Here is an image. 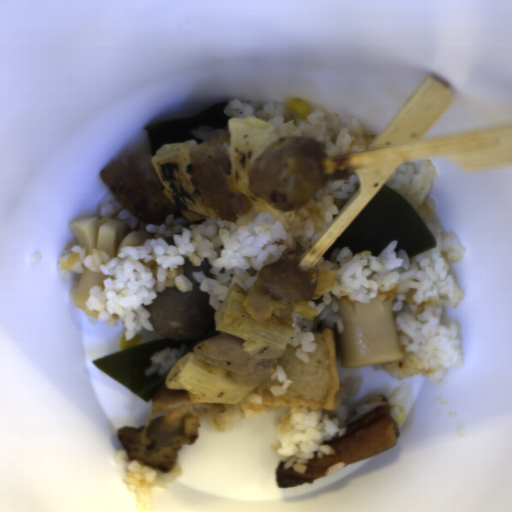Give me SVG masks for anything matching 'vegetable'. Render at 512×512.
I'll list each match as a JSON object with an SVG mask.
<instances>
[{"label": "vegetable", "mask_w": 512, "mask_h": 512, "mask_svg": "<svg viewBox=\"0 0 512 512\" xmlns=\"http://www.w3.org/2000/svg\"><path fill=\"white\" fill-rule=\"evenodd\" d=\"M227 125L231 173L226 178L230 188L246 196L259 213L283 214L266 200L254 196L249 188V165L270 143L280 139L275 125L251 115L232 116L227 120Z\"/></svg>", "instance_id": "2"}, {"label": "vegetable", "mask_w": 512, "mask_h": 512, "mask_svg": "<svg viewBox=\"0 0 512 512\" xmlns=\"http://www.w3.org/2000/svg\"><path fill=\"white\" fill-rule=\"evenodd\" d=\"M247 297L246 289L236 282L212 314L214 330L245 339L244 351L266 346L284 349L295 329L274 314L267 320L254 321L243 307Z\"/></svg>", "instance_id": "3"}, {"label": "vegetable", "mask_w": 512, "mask_h": 512, "mask_svg": "<svg viewBox=\"0 0 512 512\" xmlns=\"http://www.w3.org/2000/svg\"><path fill=\"white\" fill-rule=\"evenodd\" d=\"M198 146L196 139L166 143L157 148L150 162L164 186L162 194L180 216L192 222L223 217L201 195L189 160Z\"/></svg>", "instance_id": "1"}, {"label": "vegetable", "mask_w": 512, "mask_h": 512, "mask_svg": "<svg viewBox=\"0 0 512 512\" xmlns=\"http://www.w3.org/2000/svg\"><path fill=\"white\" fill-rule=\"evenodd\" d=\"M165 387L168 390L186 391L189 402H224L225 406L237 404L255 387H240L231 371L209 365L193 351L187 353L167 372Z\"/></svg>", "instance_id": "4"}]
</instances>
